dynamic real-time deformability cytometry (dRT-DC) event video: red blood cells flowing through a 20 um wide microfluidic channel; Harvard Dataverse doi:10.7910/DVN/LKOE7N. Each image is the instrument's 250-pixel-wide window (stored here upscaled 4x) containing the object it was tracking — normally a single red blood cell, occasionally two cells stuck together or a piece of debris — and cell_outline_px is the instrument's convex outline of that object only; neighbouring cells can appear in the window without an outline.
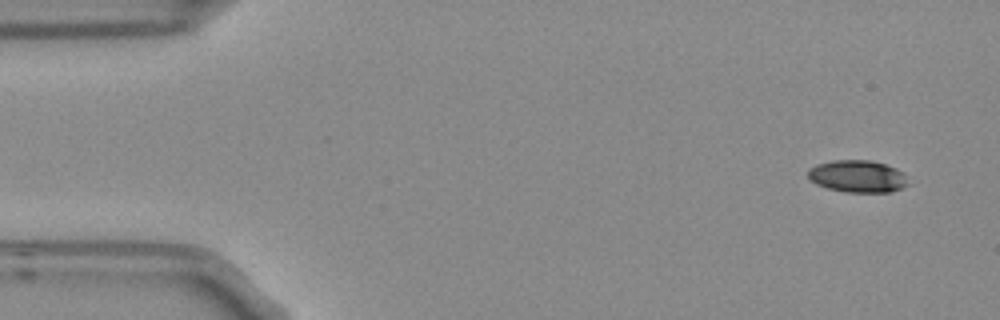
{"species": "Egyptian fruit bat (a non-hibernating species)", "species_latin": "Rousettus aegyptiacus", "temperature_condition": "room temperature", "stored_images_in_passage": 6, "camera_frame_rate_fps": 3000, "um_per_image_px": 0.085, "frame": {"image": 1, "passage_image": 1, "time_ms": 0.0, "image_size_px": [1000, 320], "cell_outline_px": [[908, 184], [904, 188], [892, 192], [844, 192], [828, 188], [816, 184], [808, 176], [808, 168], [816, 164], [832, 160], [872, 160], [896, 168], [904, 172]], "centroid_in_image_um": [72.91, 14.98], "position_along_channel_um": 12.1, "area_um2": 18.96}}
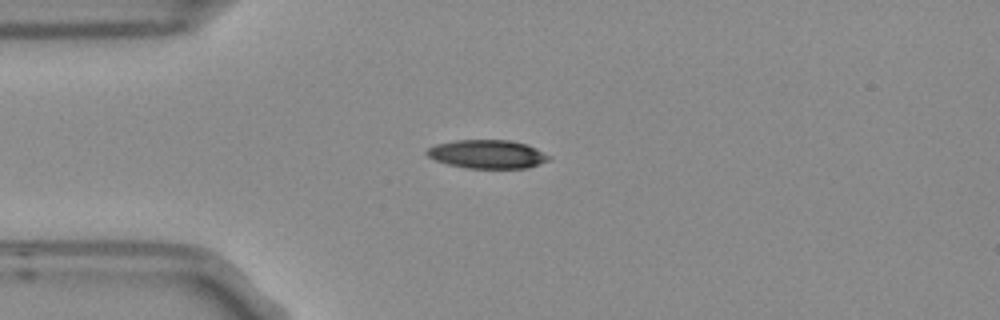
{"frame": {"image": 2, "passage_image": 4, "time_ms": 1.0, "image_size_px": [1000, 320], "cell_outline_px": [[552, 156], [548, 160], [528, 168], [464, 168], [448, 164], [436, 160], [428, 156], [424, 152], [428, 148], [436, 144], [456, 140], [508, 140], [528, 144]], "centroid_in_image_um": [41.43, 13.1], "position_along_channel_um": 43.6, "area_um2": 20.35}}
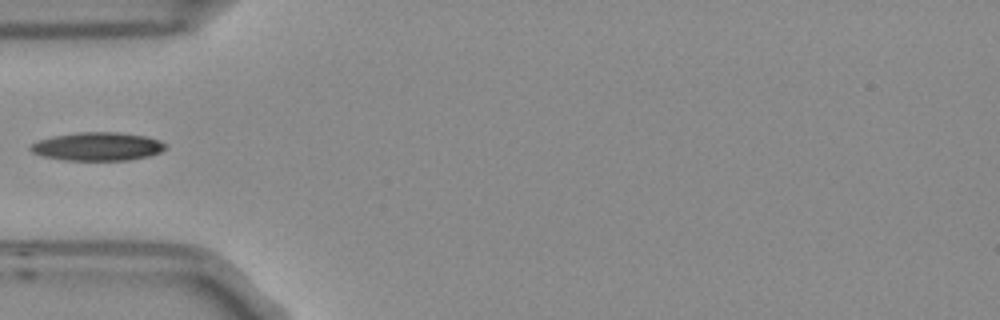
{"frame": {"image": 3, "passage_image": 5, "time_ms": 1.333, "image_size_px": [1000, 320], "cell_outline_px": [[168, 144], [160, 152], [148, 156], [128, 160], [64, 160], [44, 156], [32, 152], [28, 148], [36, 140], [52, 136], [80, 132], [120, 132], [148, 136], [160, 140]], "centroid_in_image_um": [8.3, 12.44], "position_along_channel_um": 76.7, "area_um2": 22.43}}